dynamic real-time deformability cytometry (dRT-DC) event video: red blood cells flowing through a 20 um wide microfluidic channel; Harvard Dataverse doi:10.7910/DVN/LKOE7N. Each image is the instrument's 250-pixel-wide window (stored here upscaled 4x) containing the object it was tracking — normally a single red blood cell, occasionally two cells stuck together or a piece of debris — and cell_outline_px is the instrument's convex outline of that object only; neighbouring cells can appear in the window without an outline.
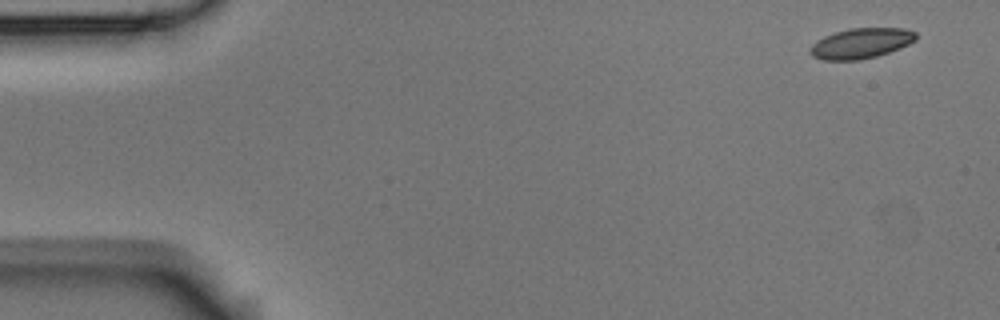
{"species": "Egyptian fruit bat (a non-hibernating species)", "species_latin": "Rousettus aegyptiacus", "temperature_condition": "room temperature", "stored_images_in_passage": 6, "camera_frame_rate_fps": 3000, "um_per_image_px": 0.085, "animal": {"sex": "male"}, "frame": {"image": 1, "passage_image": 1, "time_ms": 0.0, "image_size_px": [1000, 320], "cell_outline_px": [[916, 40], [900, 48], [876, 56], [860, 60], [824, 60], [812, 56], [812, 44], [816, 40], [824, 36], [836, 32], [852, 28], [904, 28], [916, 32]], "centroid_in_image_um": [73.21, 3.68], "position_along_channel_um": 11.8, "area_um2": 18.5}}
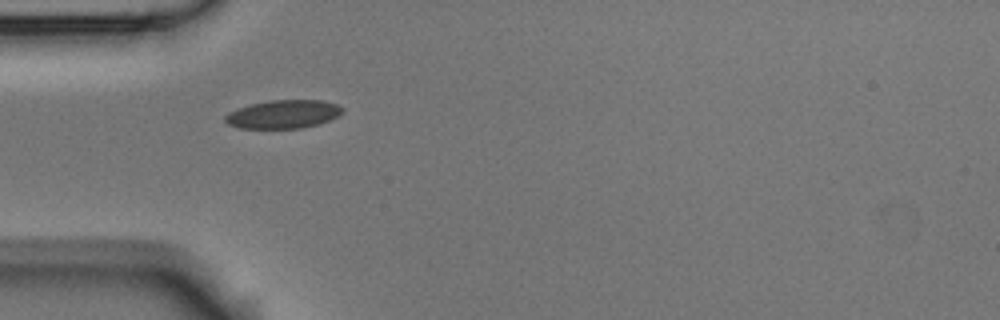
{"frame": {"image": 2, "passage_image": 5, "time_ms": 4.667, "image_size_px": [1000, 320], "cell_outline_px": [[344, 108], [336, 116], [328, 120], [316, 124], [300, 128], [240, 128], [228, 124], [224, 120], [224, 116], [240, 108], [252, 104], [268, 100], [324, 100], [336, 104]], "centroid_in_image_um": [24.07, 9.7], "position_along_channel_um": 60.9, "area_um2": 19.02}}
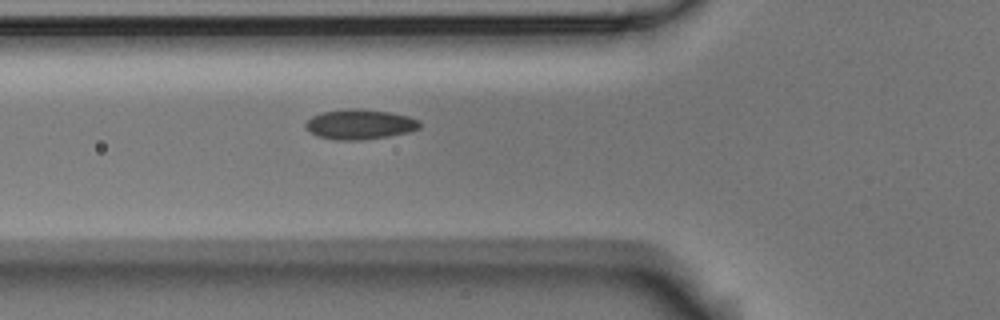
{"frame": {"image": 3, "passage_image": 6, "time_ms": 5.667, "image_size_px": [1000, 320], "cell_outline_px": [[420, 128], [408, 132], [388, 136], [360, 140], [336, 140], [316, 136], [304, 124], [312, 116], [320, 112], [348, 108], [356, 108], [392, 112], [408, 116], [420, 120]], "centroid_in_image_um": [30.59, 10.55], "position_along_channel_um": 95.2, "area_um2": 20.0}}